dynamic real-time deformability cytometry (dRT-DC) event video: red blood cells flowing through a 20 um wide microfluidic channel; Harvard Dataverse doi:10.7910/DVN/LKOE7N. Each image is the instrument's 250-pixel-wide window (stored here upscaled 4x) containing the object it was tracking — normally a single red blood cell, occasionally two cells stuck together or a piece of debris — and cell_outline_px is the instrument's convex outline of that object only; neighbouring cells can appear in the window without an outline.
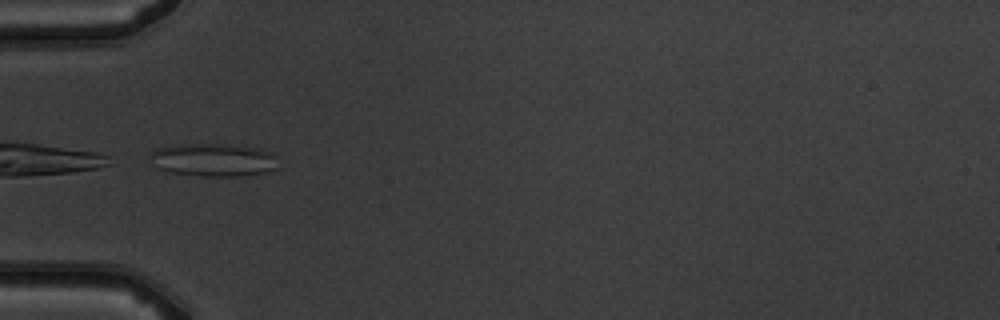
{"species": "common noctule bat (a hibernating species)", "species_latin": "Nyctalus noctula", "temperature_condition": "warm", "stored_images_in_passage": 8, "camera_frame_rate_fps": 3000, "um_per_image_px": 0.085, "animal": {"sex": "male", "body_mass_g": 19.5, "forearm_length_mm": 54.6}, "frame": {"image": 1, "passage_image": 6, "time_ms": 5.667, "image_size_px": [1000, 320], "cell_outline_px": [[276, 168], [264, 172], [236, 176], [200, 176], [168, 172], [160, 168], [148, 152], [156, 148], [176, 144], [240, 144], [272, 152], [276, 156]], "centroid_in_image_um": [18.15, 13.57], "position_along_channel_um": 66.8, "area_um2": 24.62}}
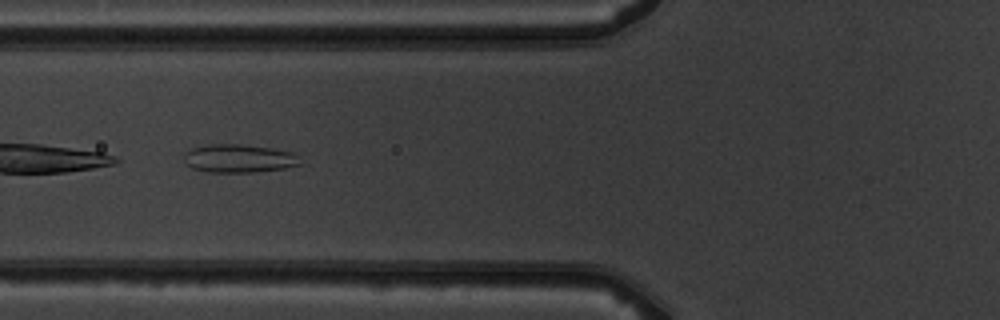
{"frame": {"image": 2, "passage_image": 7, "time_ms": 6.667, "image_size_px": [1000, 320], "cell_outline_px": [[304, 164], [284, 168], [256, 172], [208, 172], [192, 168], [184, 160], [184, 152], [192, 148], [208, 144], [240, 144], [272, 148], [292, 152]], "centroid_in_image_um": [20.31, 13.47], "position_along_channel_um": 105.5, "area_um2": 19.19}}